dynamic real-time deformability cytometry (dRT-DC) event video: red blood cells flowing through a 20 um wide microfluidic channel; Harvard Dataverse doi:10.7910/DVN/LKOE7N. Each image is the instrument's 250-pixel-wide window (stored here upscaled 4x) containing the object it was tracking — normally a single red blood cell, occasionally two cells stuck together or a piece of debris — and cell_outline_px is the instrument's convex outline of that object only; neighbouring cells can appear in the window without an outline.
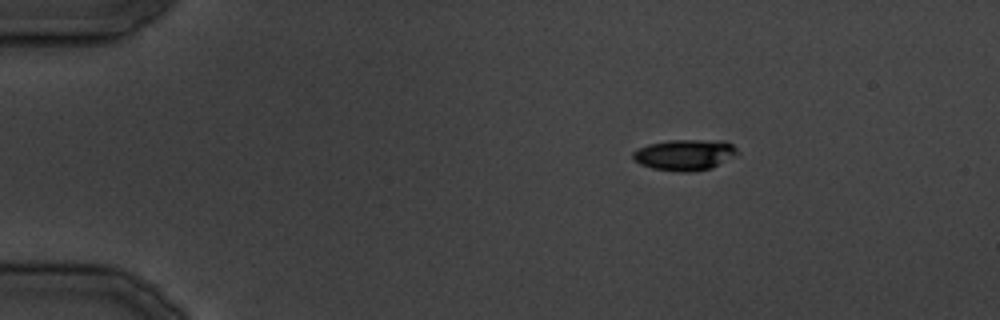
{"species": "common noctule bat (a hibernating species)", "species_latin": "Nyctalus noctula", "temperature_condition": "cold", "stored_images_in_passage": 8, "camera_frame_rate_fps": 3000, "um_per_image_px": 0.085, "animal": {"sex": "male", "body_mass_g": 19.5, "forearm_length_mm": 54.6}, "frame": {"image": 1, "passage_image": 1, "time_ms": 0.0, "image_size_px": [1000, 320], "cell_outline_px": [[736, 152], [712, 168], [688, 172], [680, 172], [652, 168], [640, 164], [632, 156], [632, 152], [636, 148], [648, 144], [668, 140], [724, 140], [732, 144], [736, 148]], "centroid_in_image_um": [58.13, 13.14], "position_along_channel_um": 26.9, "area_um2": 18.61}}
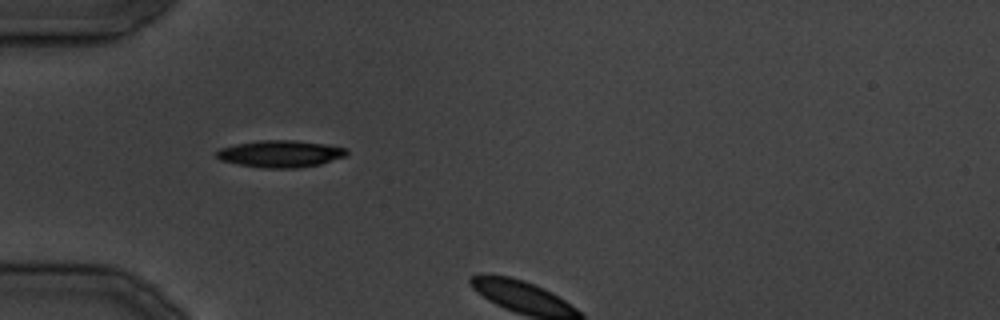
{"frame": {"image": 2, "passage_image": 6, "time_ms": 6.667, "image_size_px": [1000, 320], "cell_outline_px": [[348, 156], [320, 164], [300, 168], [264, 168], [240, 164], [220, 160], [216, 156], [216, 152], [220, 148], [236, 144], [260, 140], [296, 140], [324, 144], [344, 148], [348, 152]], "centroid_in_image_um": [23.85, 13.07], "position_along_channel_um": 61.1, "area_um2": 20.4}}